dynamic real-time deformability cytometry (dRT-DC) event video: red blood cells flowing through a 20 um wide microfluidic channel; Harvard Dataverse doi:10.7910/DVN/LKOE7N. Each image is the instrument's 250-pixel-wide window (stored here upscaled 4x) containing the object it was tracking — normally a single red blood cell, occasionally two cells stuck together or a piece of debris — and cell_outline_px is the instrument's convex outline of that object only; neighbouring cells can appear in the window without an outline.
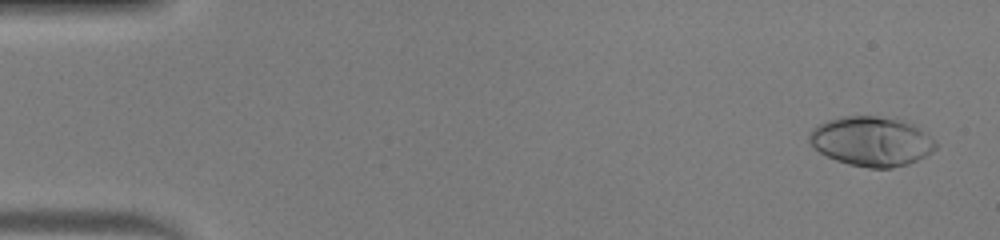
{"species": "human", "species_latin": "Homo sapiens", "temperature_condition": "warm", "stored_images_in_passage": 48, "camera_frame_rate_fps": 3000, "um_per_image_px": 0.085, "donor": {"sex": "male"}, "frame": {"image": 1, "passage_image": 2, "time_ms": 0.333, "image_size_px": [1000, 240], "cell_outline_px": [[936, 148], [932, 152], [908, 164], [892, 168], [868, 168], [848, 164], [836, 160], [820, 152], [808, 140], [808, 136], [812, 128], [816, 124], [828, 120], [844, 116], [876, 116], [896, 120], [912, 124], [924, 132], [936, 144]], "centroid_in_image_um": [74.03, 12.02], "position_along_channel_um": 11.0, "area_um2": 36.07}}
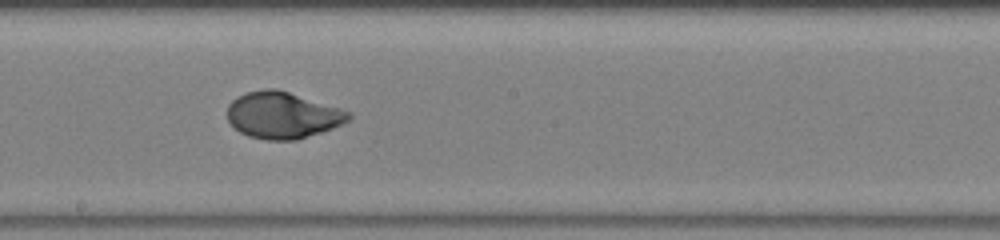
{"frame": {"image": 2, "passage_image": 27, "time_ms": 8.667, "image_size_px": [1000, 240], "cell_outline_px": [[352, 116], [348, 120], [332, 128], [296, 140], [268, 140], [248, 136], [240, 132], [228, 120], [228, 104], [232, 100], [248, 92], [264, 88], [276, 88], [340, 108], [352, 112]], "centroid_in_image_um": [24.02, 9.79], "position_along_channel_um": 224.2, "area_um2": 32.6}}
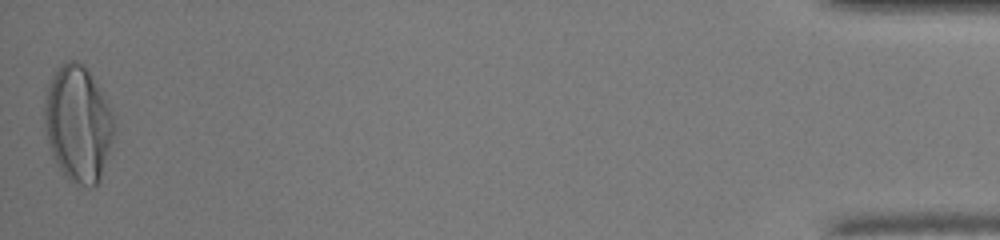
{"frame": {"image": 3, "passage_image": 48, "time_ms": 15.667, "image_size_px": [1000, 240], "cell_outline_px": [[116, 132], [100, 180], [96, 184], [80, 184], [68, 180], [52, 156], [44, 124], [44, 100], [48, 80], [56, 68], [60, 64], [68, 60], [76, 60], [84, 64], [104, 96], [112, 116]], "centroid_in_image_um": [6.62, 10.47], "position_along_channel_um": 428.6, "area_um2": 47.16}, "authors_computed_cell_mechanics": {"area_um2": 33.2061, "velocity_mm_per_s": 4.2575, "shape_relaxation_time_tau1_ms": 3.3863, "shape_relaxation_time_tau2_ms": null, "deformation_change_tau1": 0.2148, "deformation_change_tau2": null}}